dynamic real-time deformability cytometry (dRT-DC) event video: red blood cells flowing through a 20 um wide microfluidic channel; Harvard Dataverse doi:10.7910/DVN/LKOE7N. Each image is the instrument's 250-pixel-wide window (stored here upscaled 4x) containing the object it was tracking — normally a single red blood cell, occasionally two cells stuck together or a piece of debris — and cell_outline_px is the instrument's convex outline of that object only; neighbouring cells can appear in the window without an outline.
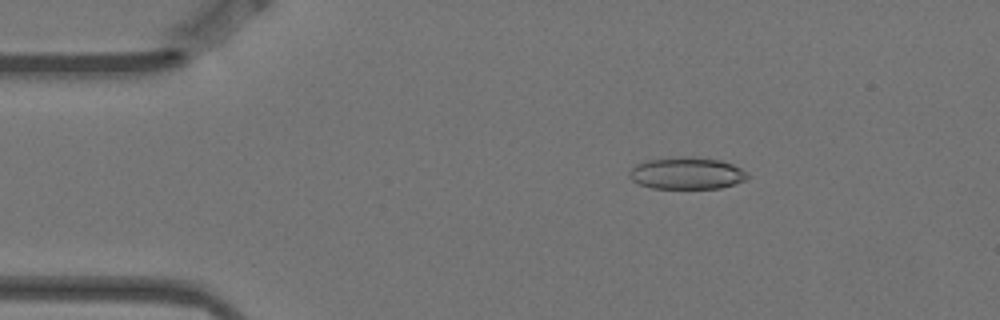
{"species": "Egyptian fruit bat (a non-hibernating species)", "species_latin": "Rousettus aegyptiacus", "temperature_condition": "warm", "stored_images_in_passage": 4, "camera_frame_rate_fps": 3000, "um_per_image_px": 0.085, "animal": {"sex": "female"}, "frame": {"image": 1, "passage_image": 3, "time_ms": 0.667, "image_size_px": [1000, 320], "cell_outline_px": [[748, 176], [744, 180], [720, 188], [652, 188], [640, 184], [632, 180], [628, 176], [628, 172], [636, 164], [648, 160], [692, 156], [720, 160], [732, 164], [740, 168]], "centroid_in_image_um": [58.33, 14.72], "position_along_channel_um": 26.7, "area_um2": 21.68}}